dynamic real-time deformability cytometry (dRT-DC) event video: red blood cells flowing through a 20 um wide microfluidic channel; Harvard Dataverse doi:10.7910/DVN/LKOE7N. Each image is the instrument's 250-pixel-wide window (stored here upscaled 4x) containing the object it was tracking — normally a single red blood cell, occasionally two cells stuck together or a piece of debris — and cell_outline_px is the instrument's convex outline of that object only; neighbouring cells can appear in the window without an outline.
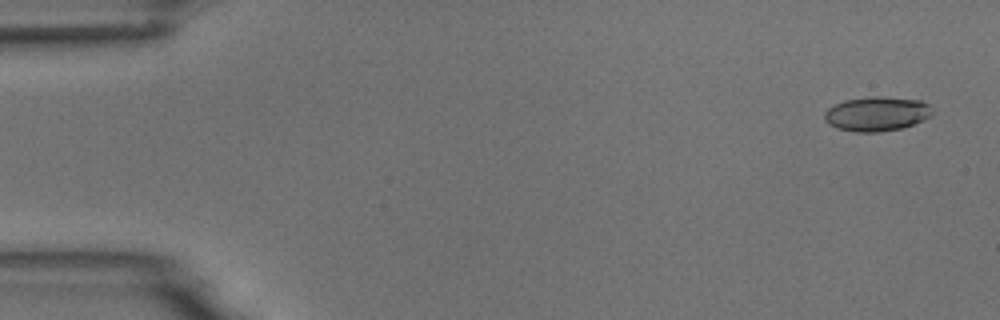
{"species": "common noctule bat (a hibernating species)", "species_latin": "Nyctalus noctula", "temperature_condition": "room temperature", "stored_images_in_passage": 4, "camera_frame_rate_fps": 3000, "um_per_image_px": 0.085, "animal": {"sex": "male", "body_mass_g": 18.8}, "frame": {"image": 1, "passage_image": 1, "time_ms": 0.0, "image_size_px": [1000, 320], "cell_outline_px": [[936, 112], [932, 116], [924, 120], [900, 128], [876, 132], [856, 132], [836, 128], [828, 124], [824, 120], [824, 112], [832, 104], [844, 100], [872, 96], [880, 96], [920, 100], [928, 104]], "centroid_in_image_um": [74.52, 9.67], "position_along_channel_um": 10.5, "area_um2": 21.91}}
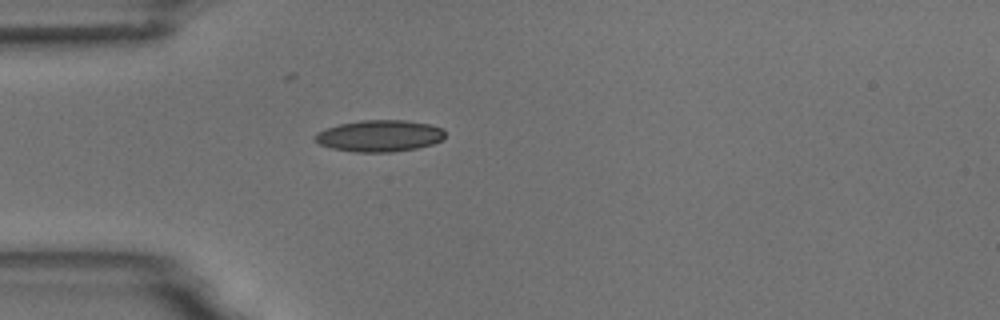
{"frame": {"image": 2, "passage_image": 4, "time_ms": 4.333, "image_size_px": [1000, 320], "cell_outline_px": [[444, 136], [440, 140], [432, 144], [416, 148], [392, 152], [352, 152], [332, 148], [320, 144], [316, 140], [316, 132], [340, 124], [360, 120], [404, 120], [428, 124], [444, 128]], "centroid_in_image_um": [32.27, 11.55], "position_along_channel_um": 52.7, "area_um2": 23.76}}